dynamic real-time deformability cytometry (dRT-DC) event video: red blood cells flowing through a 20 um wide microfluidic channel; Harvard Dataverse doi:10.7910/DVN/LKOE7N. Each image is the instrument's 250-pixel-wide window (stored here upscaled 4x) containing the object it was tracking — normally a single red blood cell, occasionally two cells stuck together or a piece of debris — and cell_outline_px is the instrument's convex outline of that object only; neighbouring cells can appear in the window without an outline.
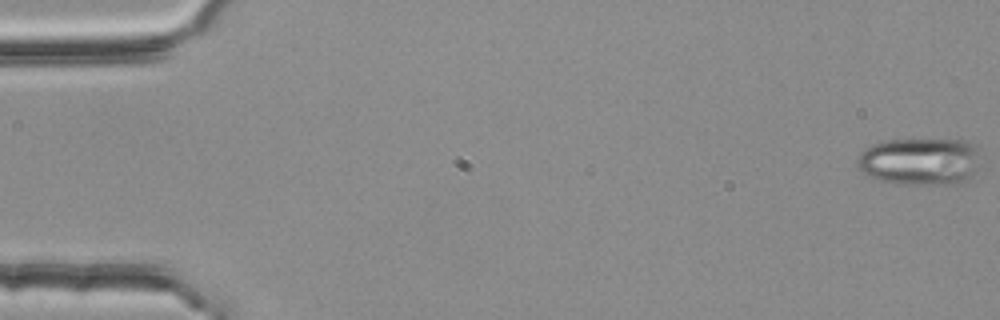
{"species": "common noctule bat (a hibernating species)", "species_latin": "Nyctalus noctula", "temperature_condition": "room temperature", "stored_images_in_passage": 55, "segment_of_instrument_passage": [1, 2], "camera_frame_rate_fps": 3000, "um_per_image_px": 0.085, "animal": {"sex": "female", "body_mass_g": 25.1}, "frame": {"image": 1, "passage_image": 1, "time_ms": 0.0, "image_size_px": [1000, 320], "cell_outline_px": [[980, 168], [964, 180], [956, 184], [892, 184], [876, 180], [860, 172], [856, 164], [856, 160], [860, 152], [872, 144], [884, 140], [968, 140], [976, 148]], "centroid_in_image_um": [78.13, 13.73], "position_along_channel_um": 6.9, "area_um2": 34.45}}